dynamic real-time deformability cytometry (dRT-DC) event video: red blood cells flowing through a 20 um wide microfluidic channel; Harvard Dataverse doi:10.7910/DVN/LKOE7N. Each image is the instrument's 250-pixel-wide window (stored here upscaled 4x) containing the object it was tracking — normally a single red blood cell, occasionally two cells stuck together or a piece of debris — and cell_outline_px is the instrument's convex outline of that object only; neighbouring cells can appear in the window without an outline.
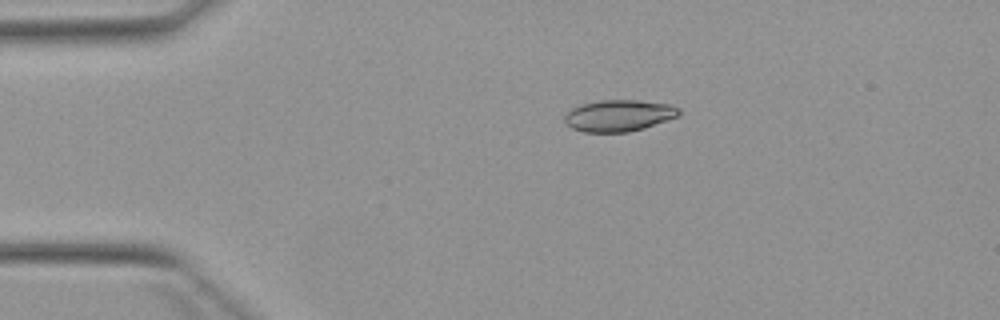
{"species": "Egyptian fruit bat (a non-hibernating species)", "species_latin": "Rousettus aegyptiacus", "temperature_condition": "warm", "stored_images_in_passage": 4, "camera_frame_rate_fps": 3000, "um_per_image_px": 0.085, "animal": {"sex": "female"}, "frame": {"image": 1, "passage_image": 3, "time_ms": 2.0, "image_size_px": [1000, 320], "cell_outline_px": [[680, 116], [644, 128], [628, 132], [584, 132], [572, 128], [564, 120], [564, 116], [572, 108], [580, 104], [596, 100], [636, 100], [672, 104], [680, 108]], "centroid_in_image_um": [52.63, 9.81], "position_along_channel_um": 32.4, "area_um2": 21.21}}